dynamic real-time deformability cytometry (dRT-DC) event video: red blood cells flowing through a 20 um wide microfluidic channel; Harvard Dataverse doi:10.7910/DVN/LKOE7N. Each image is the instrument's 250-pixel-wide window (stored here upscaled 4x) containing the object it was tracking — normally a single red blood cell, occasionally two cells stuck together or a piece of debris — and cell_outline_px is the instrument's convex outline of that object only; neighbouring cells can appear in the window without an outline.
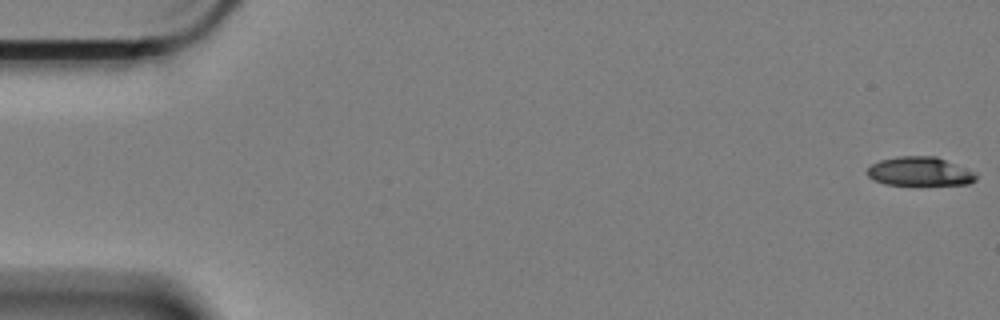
{"species": "Egyptian fruit bat (a non-hibernating species)", "species_latin": "Rousettus aegyptiacus", "temperature_condition": "cold", "stored_images_in_passage": 9, "camera_frame_rate_fps": 3000, "um_per_image_px": 0.085, "animal": {"sex": "female"}, "frame": {"image": 1, "passage_image": 1, "time_ms": 0.0, "image_size_px": [1000, 320], "cell_outline_px": [[976, 180], [968, 184], [884, 184], [872, 180], [864, 172], [872, 164], [880, 160], [896, 156], [936, 156], [964, 168], [972, 172], [976, 176]], "centroid_in_image_um": [78.09, 14.56], "position_along_channel_um": 6.9, "area_um2": 18.09}}